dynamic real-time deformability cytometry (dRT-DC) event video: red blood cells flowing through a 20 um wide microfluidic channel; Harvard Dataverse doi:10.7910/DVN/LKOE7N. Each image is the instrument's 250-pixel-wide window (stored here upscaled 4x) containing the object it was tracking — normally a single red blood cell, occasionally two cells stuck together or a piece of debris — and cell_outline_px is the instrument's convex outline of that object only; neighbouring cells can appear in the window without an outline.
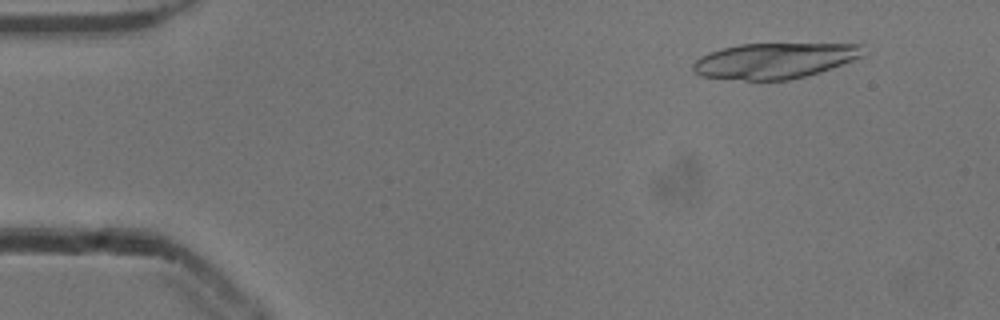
{"species": "common noctule bat (a hibernating species)", "species_latin": "Nyctalus noctula", "temperature_condition": "cold", "stored_images_in_passage": 18, "camera_frame_rate_fps": 3000, "um_per_image_px": 0.085, "animal": {"sex": "male", "body_mass_g": 13.3}, "frame": {"image": 1, "passage_image": 5, "time_ms": 1.333, "image_size_px": [1000, 320], "cell_outline_px": [[864, 44], [860, 56], [852, 60], [820, 72], [788, 80], [744, 80], [700, 76], [692, 68], [692, 64], [700, 56], [708, 52], [720, 48], [740, 44]], "centroid_in_image_um": [65.77, 5.15], "position_along_channel_um": 19.2, "area_um2": 35.03}}